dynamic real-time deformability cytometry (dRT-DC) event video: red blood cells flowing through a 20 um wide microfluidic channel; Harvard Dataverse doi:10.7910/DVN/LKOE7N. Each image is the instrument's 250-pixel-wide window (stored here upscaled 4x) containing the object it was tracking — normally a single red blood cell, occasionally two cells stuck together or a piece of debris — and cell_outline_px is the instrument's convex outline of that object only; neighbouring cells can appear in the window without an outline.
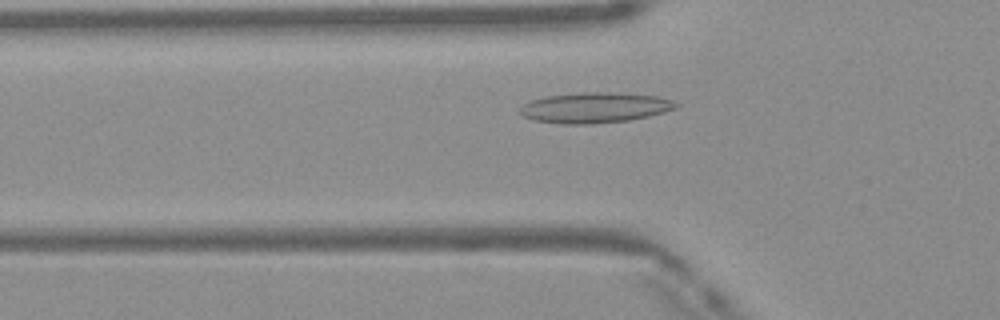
{"species": "Egyptian fruit bat (a non-hibernating species)", "species_latin": "Rousettus aegyptiacus", "temperature_condition": "warm", "stored_images_in_passage": 36, "camera_frame_rate_fps": 3000, "um_per_image_px": 0.085, "frame": {"image": 1, "passage_image": 5, "time_ms": 1.333, "image_size_px": [1000, 320], "cell_outline_px": [[680, 104], [676, 108], [664, 112], [648, 116], [628, 120], [592, 124], [564, 124], [532, 120], [524, 116], [520, 112], [520, 108], [524, 104], [532, 100], [544, 96], [588, 92], [608, 92], [656, 96], [676, 100]], "centroid_in_image_um": [50.58, 9.15], "position_along_channel_um": 75.2, "area_um2": 27.63}}
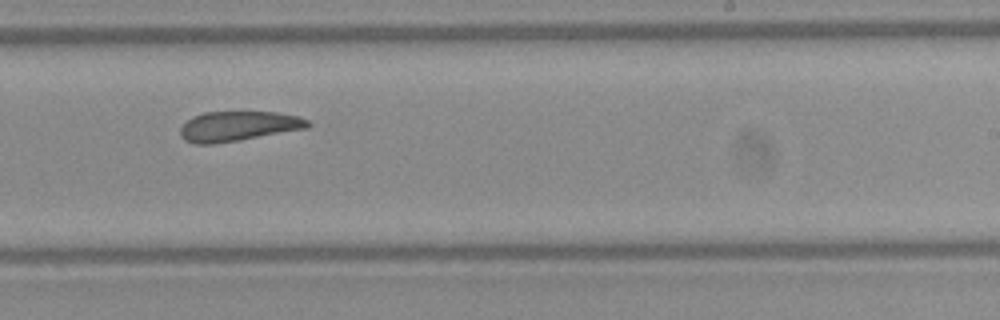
{"frame": {"image": 2, "passage_image": 19, "time_ms": 6.0, "image_size_px": [1000, 320], "cell_outline_px": [[312, 124], [308, 128], [240, 140], [212, 144], [192, 144], [184, 140], [180, 136], [180, 128], [192, 116], [204, 112], [276, 112], [300, 116], [308, 120]], "centroid_in_image_um": [20.25, 10.73], "position_along_channel_um": 268.7, "area_um2": 22.37}}
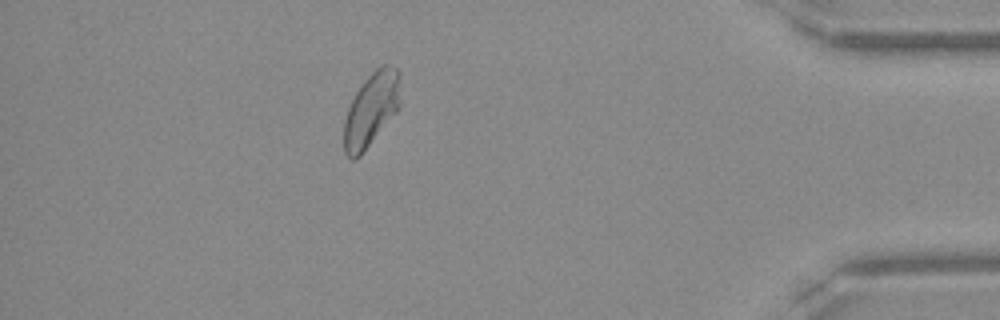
{"frame": {"image": 3, "passage_image": 32, "time_ms": 10.333, "image_size_px": [1000, 320], "cell_outline_px": [[400, 104], [396, 112], [360, 156], [356, 160], [352, 160], [344, 152], [344, 120], [348, 108], [356, 92], [364, 80], [380, 64], [388, 64], [396, 68], [400, 72]], "centroid_in_image_um": [31.56, 9.28], "position_along_channel_um": 403.6, "area_um2": 24.28}, "authors_computed_cell_mechanics": {"area_um2": 23.5824, "velocity_mm_per_s": 4.1319, "shape_relaxation_time_tau1_ms": null, "shape_relaxation_time_tau2_ms": 3.1337, "deformation_change_tau1": null, "deformation_change_tau2": 0.0908}}